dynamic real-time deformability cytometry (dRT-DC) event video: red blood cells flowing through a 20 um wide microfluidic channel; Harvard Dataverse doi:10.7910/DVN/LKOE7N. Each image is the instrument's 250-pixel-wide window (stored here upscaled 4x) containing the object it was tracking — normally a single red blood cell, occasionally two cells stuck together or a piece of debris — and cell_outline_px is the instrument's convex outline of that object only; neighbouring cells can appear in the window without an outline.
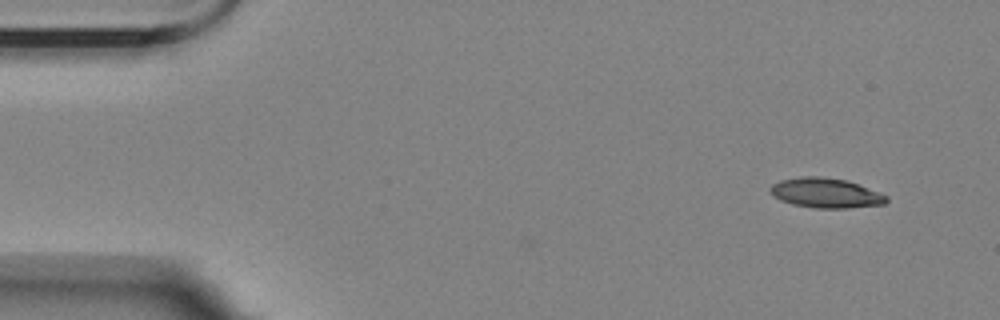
{"species": "Egyptian fruit bat (a non-hibernating species)", "species_latin": "Rousettus aegyptiacus", "temperature_condition": "room temperature", "stored_images_in_passage": 51, "camera_frame_rate_fps": 3000, "um_per_image_px": 0.085, "animal": {"sex": "female"}, "frame": {"image": 1, "passage_image": 1, "time_ms": 0.0, "image_size_px": [1000, 320], "cell_outline_px": [[888, 200], [884, 204], [848, 208], [816, 208], [792, 204], [780, 200], [772, 196], [772, 184], [780, 180], [800, 176], [820, 176], [844, 180], [856, 184], [888, 196]], "centroid_in_image_um": [70.16, 16.41], "position_along_channel_um": 14.8, "area_um2": 19.94}}
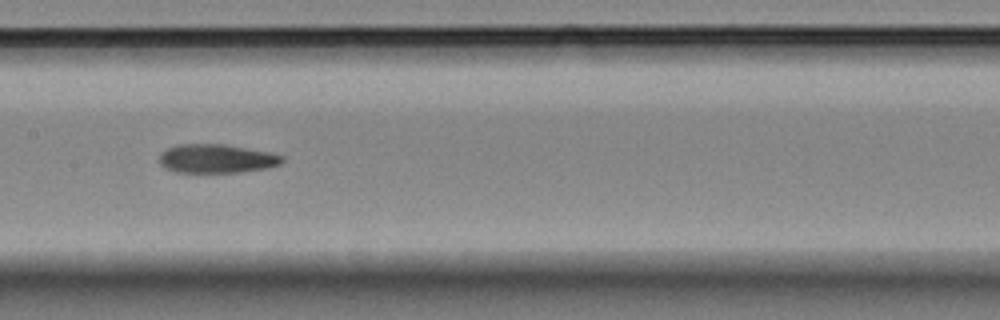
{"frame": {"image": 2, "passage_image": 24, "time_ms": 7.667, "image_size_px": [1000, 320], "cell_outline_px": [[284, 160], [280, 164], [264, 168], [240, 172], [176, 172], [164, 168], [160, 164], [160, 152], [176, 144], [224, 144], [272, 152], [284, 156]], "centroid_in_image_um": [18.4, 13.47], "position_along_channel_um": 189.0, "area_um2": 20.69}}
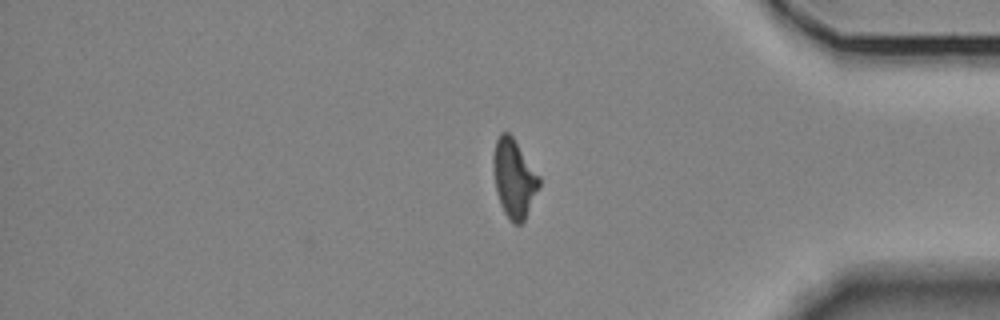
{"frame": {"image": 3, "passage_image": 43, "time_ms": 14.0, "image_size_px": [1000, 320], "cell_outline_px": [[540, 184], [524, 220], [520, 224], [512, 224], [504, 212], [500, 204], [496, 192], [492, 164], [492, 156], [496, 140], [500, 132], [508, 132], [512, 136], [540, 176]], "centroid_in_image_um": [43.66, 15.15], "position_along_channel_um": 391.5, "area_um2": 20.92}, "authors_computed_cell_mechanics": {"area_um2": 20.9236, "velocity_mm_per_s": 3.5585, "shape_relaxation_time_tau1_ms": 7.4492, "shape_relaxation_time_tau2_ms": 4.569, "deformation_change_tau1": 0.2082, "deformation_change_tau2": 0.1387}}